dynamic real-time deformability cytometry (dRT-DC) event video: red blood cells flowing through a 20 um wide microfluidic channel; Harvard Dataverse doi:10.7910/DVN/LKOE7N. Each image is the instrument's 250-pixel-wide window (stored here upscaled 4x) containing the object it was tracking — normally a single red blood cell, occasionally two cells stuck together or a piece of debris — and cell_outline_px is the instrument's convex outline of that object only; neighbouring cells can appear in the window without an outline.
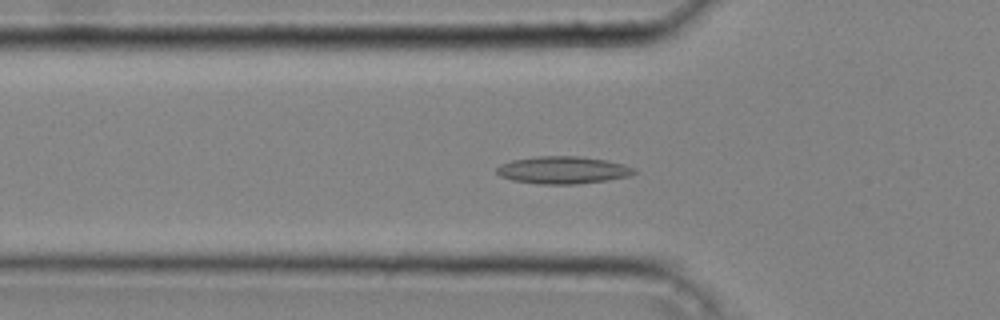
{"species": "common noctule bat (a hibernating species)", "species_latin": "Nyctalus noctula", "temperature_condition": "cold", "stored_images_in_passage": 43, "camera_frame_rate_fps": 3000, "um_per_image_px": 0.085, "animal": {"sex": "male", "body_mass_g": 20.4}, "frame": {"image": 1, "passage_image": 14, "time_ms": 4.333, "image_size_px": [1000, 320], "cell_outline_px": [[636, 172], [632, 176], [576, 184], [540, 184], [512, 180], [500, 176], [496, 172], [496, 168], [500, 164], [512, 160], [536, 156], [580, 156], [604, 160], [624, 164], [636, 168]], "centroid_in_image_um": [47.84, 14.45], "position_along_channel_um": 78.0, "area_um2": 21.96}}
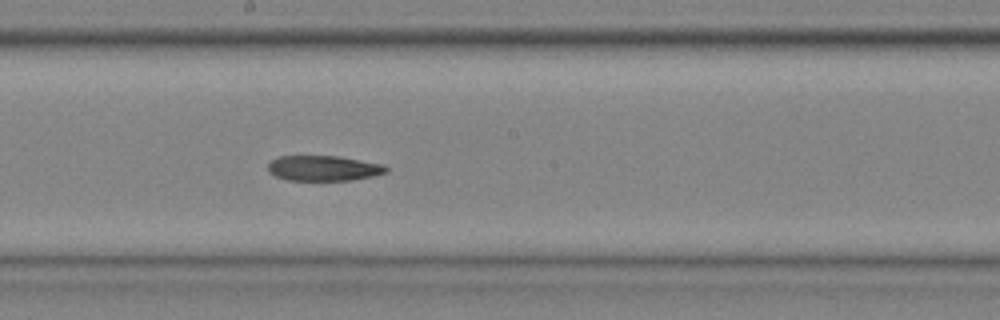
{"frame": {"image": 2, "passage_image": 24, "time_ms": 7.667, "image_size_px": [1000, 320], "cell_outline_px": [[388, 172], [372, 176], [352, 180], [288, 180], [276, 176], [268, 172], [268, 164], [272, 160], [280, 156], [340, 156], [384, 164], [388, 168]], "centroid_in_image_um": [27.53, 14.29], "position_along_channel_um": 220.7, "area_um2": 17.46}}
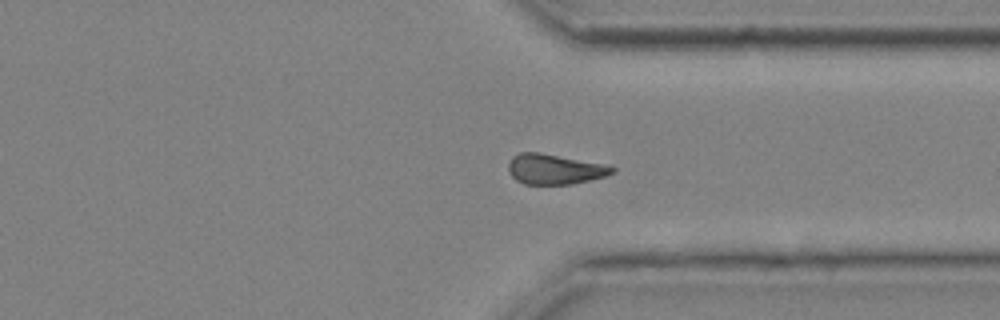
{"frame": {"image": 3, "passage_image": 34, "time_ms": 11.0, "image_size_px": [1000, 320], "cell_outline_px": [[616, 172], [604, 176], [572, 184], [524, 184], [516, 180], [512, 176], [508, 168], [508, 164], [512, 156], [520, 152], [540, 152], [604, 164], [616, 168]], "centroid_in_image_um": [47.13, 14.37], "position_along_channel_um": 364.3, "area_um2": 18.21}}